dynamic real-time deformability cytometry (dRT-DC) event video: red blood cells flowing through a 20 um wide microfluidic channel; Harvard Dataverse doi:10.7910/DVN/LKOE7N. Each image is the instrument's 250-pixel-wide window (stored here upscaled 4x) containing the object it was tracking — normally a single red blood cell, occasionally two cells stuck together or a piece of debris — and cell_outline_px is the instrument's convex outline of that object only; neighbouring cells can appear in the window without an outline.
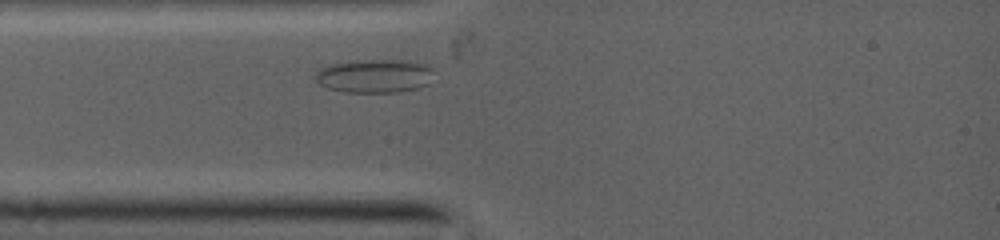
{"species": "common noctule bat (a hibernating species)", "species_latin": "Nyctalus noctula", "temperature_condition": "warm", "stored_images_in_passage": 16, "camera_frame_rate_fps": 5000, "um_per_image_px": 0.085, "animal": {"sex": "female", "body_mass_g": 19.0, "forearm_length_mm": 53.3}, "frame": {"image": 1, "passage_image": 1, "time_ms": 0.0, "image_size_px": [1000, 240], "cell_outline_px": [[428, 68], [424, 84], [416, 88], [396, 92], [348, 92], [328, 88], [320, 84], [316, 80], [316, 72], [332, 64], [352, 60], [416, 60], [428, 64]], "centroid_in_image_um": [31.76, 6.44], "position_along_channel_um": 53.2, "area_um2": 22.48}}
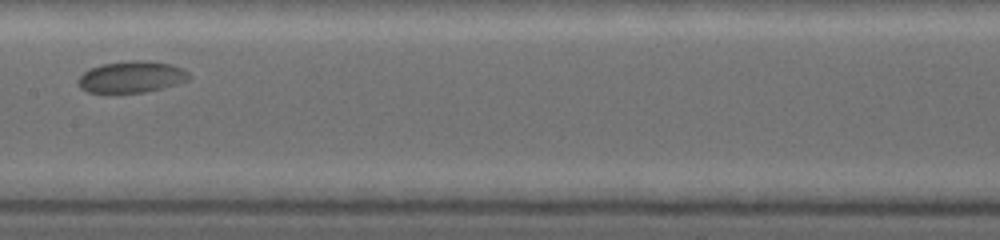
{"frame": {"image": 2, "passage_image": 10, "time_ms": 3.4, "image_size_px": [1000, 240], "cell_outline_px": [[192, 76], [188, 80], [160, 88], [144, 92], [88, 92], [80, 84], [80, 76], [84, 72], [92, 68], [104, 64], [128, 60], [148, 60], [172, 64], [188, 72]], "centroid_in_image_um": [11.24, 6.51], "position_along_channel_um": 196.2, "area_um2": 19.88}}
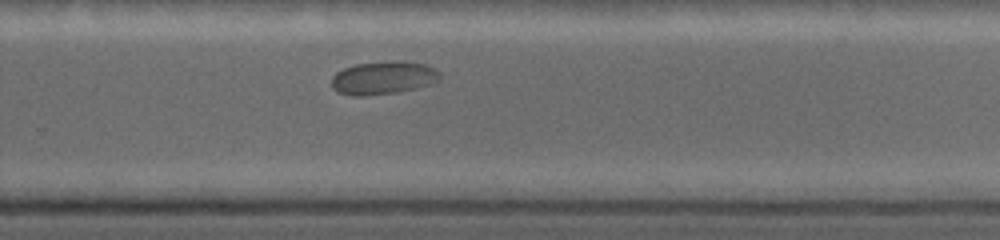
{"frame": {"image": 3, "passage_image": 16, "time_ms": 5.8, "image_size_px": [1000, 240], "cell_outline_px": [[440, 76], [436, 80], [412, 88], [392, 92], [360, 96], [352, 96], [340, 92], [332, 88], [332, 76], [336, 72], [344, 68], [356, 64], [388, 60], [400, 60], [424, 64], [432, 68]], "centroid_in_image_um": [32.47, 6.58], "position_along_channel_um": 297.3, "area_um2": 20.29}}